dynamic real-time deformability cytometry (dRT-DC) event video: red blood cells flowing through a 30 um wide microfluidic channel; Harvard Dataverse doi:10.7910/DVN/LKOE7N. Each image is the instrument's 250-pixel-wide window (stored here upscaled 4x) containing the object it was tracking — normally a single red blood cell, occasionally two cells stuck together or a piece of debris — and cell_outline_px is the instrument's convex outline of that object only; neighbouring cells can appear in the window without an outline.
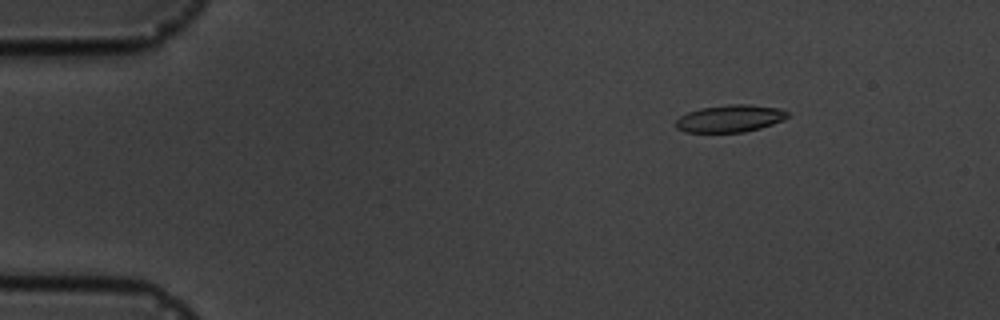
{"species": "common noctule bat (a hibernating species)", "species_latin": "Nyctalus noctula", "temperature_condition": "cold", "stored_images_in_passage": 17, "camera_frame_rate_fps": 3000, "um_per_image_px": 0.085, "animal": {"sex": "male", "body_mass_g": 19.5, "forearm_length_mm": 54.6}, "frame": {"image": 1, "passage_image": 3, "time_ms": 2.333, "image_size_px": [1000, 320], "cell_outline_px": [[788, 116], [784, 120], [760, 128], [744, 132], [684, 132], [676, 128], [676, 120], [680, 116], [688, 112], [700, 108], [728, 104], [748, 104], [780, 108], [788, 112]], "centroid_in_image_um": [62.05, 10.07], "position_along_channel_um": 23.0, "area_um2": 17.8}}
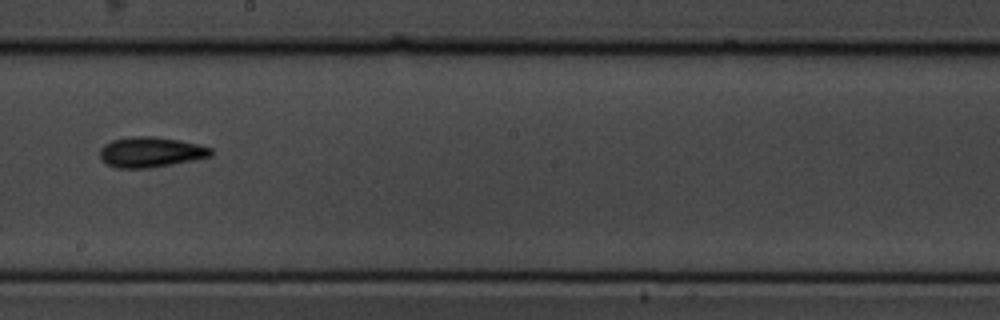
{"frame": {"image": 2, "passage_image": 10, "time_ms": 10.333, "image_size_px": [1000, 320], "cell_outline_px": [[212, 156], [172, 164], [148, 168], [116, 168], [100, 160], [100, 148], [104, 144], [112, 140], [132, 136], [152, 136], [180, 140], [212, 148]], "centroid_in_image_um": [12.77, 12.93], "position_along_channel_um": 235.4, "area_um2": 19.59}}
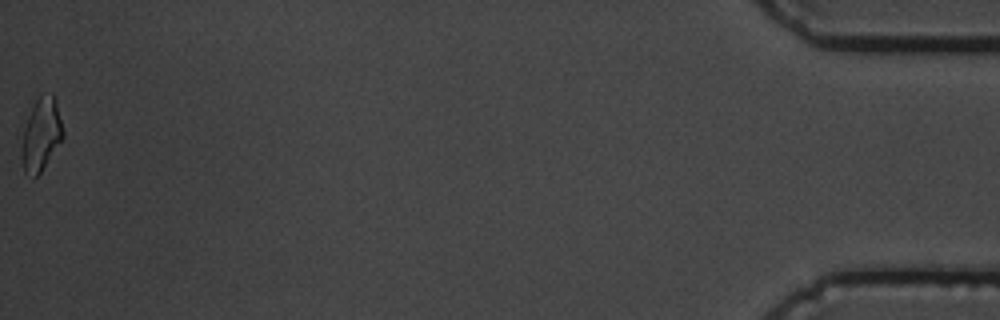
{"frame": {"image": 3, "passage_image": 17, "time_ms": 18.333, "image_size_px": [1000, 320], "cell_outline_px": [[64, 136], [40, 172], [32, 180], [24, 172], [20, 156], [24, 128], [28, 116], [36, 100], [40, 96], [52, 92], [56, 100], [64, 132]], "centroid_in_image_um": [3.48, 11.46], "position_along_channel_um": 431.7, "area_um2": 17.46}, "authors_computed_cell_mechanics": {"area_um2": 18.0914, "velocity_mm_per_s": 3.6459, "shape_relaxation_time_tau1_ms": 4.4984, "shape_relaxation_time_tau2_ms": 4.154, "deformation_change_tau1": 0.1111, "deformation_change_tau2": 0.1014}}